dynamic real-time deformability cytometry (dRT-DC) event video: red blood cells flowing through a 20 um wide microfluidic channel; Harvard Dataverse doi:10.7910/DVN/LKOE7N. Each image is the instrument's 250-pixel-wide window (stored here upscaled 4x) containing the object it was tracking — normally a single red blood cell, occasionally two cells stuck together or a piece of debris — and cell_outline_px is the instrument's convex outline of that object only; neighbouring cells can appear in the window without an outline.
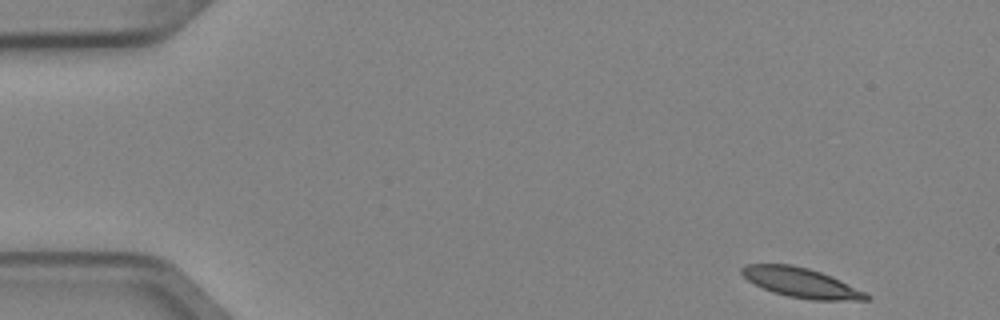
{"species": "Egyptian fruit bat (a non-hibernating species)", "species_latin": "Rousettus aegyptiacus", "temperature_condition": "cold", "stored_images_in_passage": 4, "camera_frame_rate_fps": 3000, "um_per_image_px": 0.085, "animal": {"sex": "female"}, "frame": {"image": 1, "passage_image": 1, "time_ms": 0.0, "image_size_px": [1000, 320], "cell_outline_px": [[872, 300], [812, 300], [788, 296], [772, 292], [748, 280], [740, 272], [740, 268], [744, 264], [792, 264], [808, 268], [820, 272], [840, 280], [872, 296]], "centroid_in_image_um": [68.09, 24.03], "position_along_channel_um": 16.9, "area_um2": 21.39}}
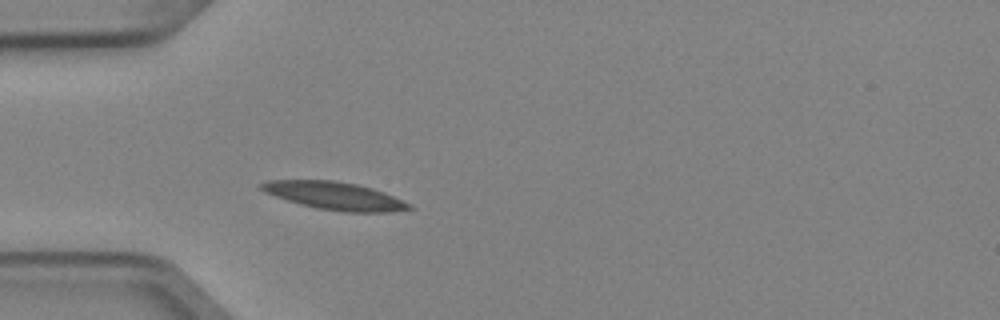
{"frame": {"image": 2, "passage_image": 4, "time_ms": 1.0, "image_size_px": [1000, 320], "cell_outline_px": [[416, 208], [392, 212], [344, 212], [316, 208], [300, 204], [264, 192], [260, 188], [260, 184], [268, 180], [332, 180], [356, 184], [372, 188], [384, 192], [412, 204]], "centroid_in_image_um": [28.5, 16.65], "position_along_channel_um": 56.5, "area_um2": 23.93}}